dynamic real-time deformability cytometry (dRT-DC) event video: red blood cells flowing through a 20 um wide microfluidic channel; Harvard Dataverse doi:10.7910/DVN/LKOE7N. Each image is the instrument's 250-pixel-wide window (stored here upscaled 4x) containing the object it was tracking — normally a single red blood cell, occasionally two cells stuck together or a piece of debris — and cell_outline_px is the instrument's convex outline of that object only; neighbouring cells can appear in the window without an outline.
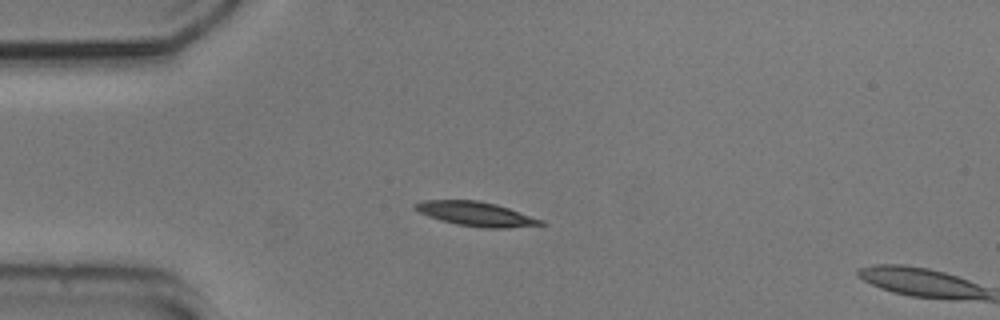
{"species": "common noctule bat (a hibernating species)", "species_latin": "Nyctalus noctula", "temperature_condition": "cold", "stored_images_in_passage": 14, "segment_of_instrument_passage": [2, 2], "camera_frame_rate_fps": 3000, "um_per_image_px": 0.085, "animal": {"sex": "male", "body_mass_g": 20.5, "forearm_length_mm": 52.5}, "frame": {"image": 1, "passage_image": 14, "time_ms": 4.333, "image_size_px": [1000, 320], "cell_outline_px": [[984, 296], [924, 296], [900, 292], [876, 284], [872, 280], [892, 268], [916, 268], [936, 272], [952, 276], [972, 284]], "centroid_in_image_um": [78.66, 24.07], "position_along_channel_um": 6.3, "area_um2": 15.03}}